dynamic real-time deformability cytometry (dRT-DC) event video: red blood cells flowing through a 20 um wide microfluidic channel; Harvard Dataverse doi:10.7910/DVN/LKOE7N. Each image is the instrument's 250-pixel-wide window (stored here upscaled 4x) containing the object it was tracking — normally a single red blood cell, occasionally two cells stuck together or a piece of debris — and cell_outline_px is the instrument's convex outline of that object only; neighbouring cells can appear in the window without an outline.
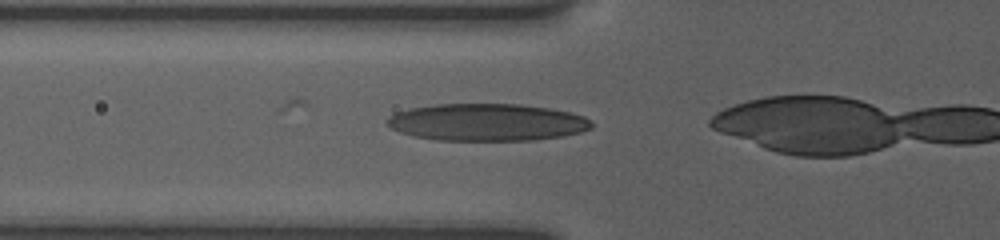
{"species": "human", "species_latin": "Homo sapiens", "temperature_condition": "room temperature", "stored_images_in_passage": 5, "camera_frame_rate_fps": 3000, "um_per_image_px": 0.085, "donor": {"sex": "female"}, "frame": {"image": 1, "passage_image": 3, "time_ms": 0.667, "image_size_px": [1000, 240], "cell_outline_px": [[592, 128], [580, 132], [564, 136], [536, 140], [436, 140], [412, 136], [400, 132], [384, 124], [384, 120], [388, 116], [396, 112], [408, 108], [436, 104], [520, 104], [552, 108], [572, 112], [584, 116], [592, 120]], "centroid_in_image_um": [41.39, 10.39], "position_along_channel_um": 84.4, "area_um2": 44.97}}